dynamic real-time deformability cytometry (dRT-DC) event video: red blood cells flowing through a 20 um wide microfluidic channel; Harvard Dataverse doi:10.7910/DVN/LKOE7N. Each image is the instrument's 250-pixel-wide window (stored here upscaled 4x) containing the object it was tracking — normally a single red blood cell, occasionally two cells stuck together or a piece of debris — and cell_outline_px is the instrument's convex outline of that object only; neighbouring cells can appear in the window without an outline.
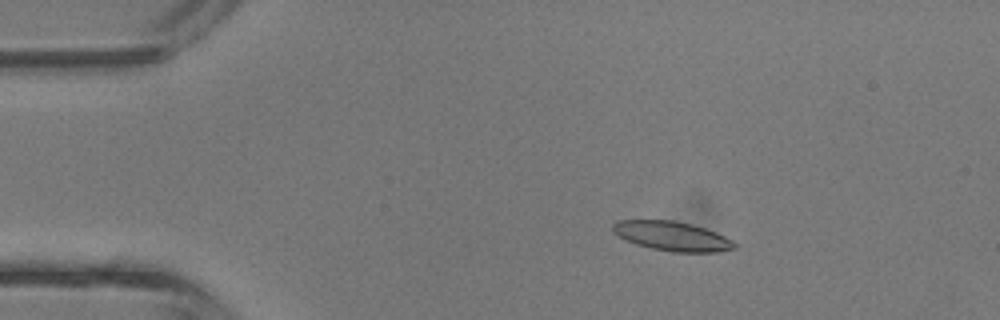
{"species": "common noctule bat (a hibernating species)", "species_latin": "Nyctalus noctula", "temperature_condition": "room temperature", "stored_images_in_passage": 39, "camera_frame_rate_fps": 3000, "um_per_image_px": 0.085, "animal": {"sex": "male", "body_mass_g": 13.3}, "frame": {"image": 1, "passage_image": 4, "time_ms": 1.0, "image_size_px": [1000, 320], "cell_outline_px": [[736, 248], [716, 252], [672, 252], [652, 248], [636, 244], [612, 232], [612, 224], [616, 220], [672, 220], [692, 224], [716, 232], [732, 240], [736, 244]], "centroid_in_image_um": [57.12, 20.06], "position_along_channel_um": 27.9, "area_um2": 20.75}}
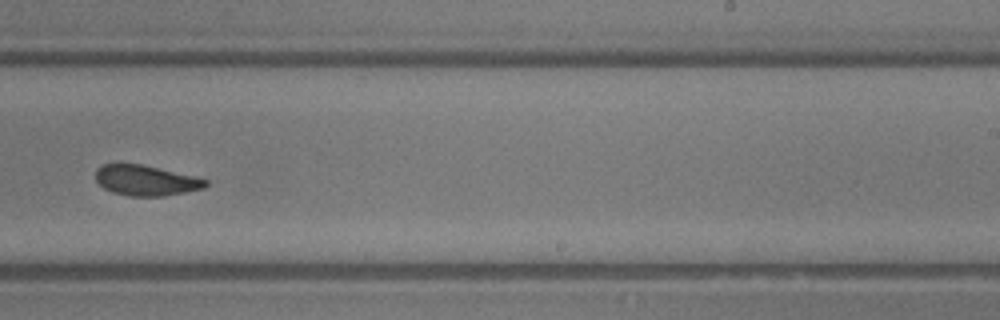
{"frame": {"image": 2, "passage_image": 23, "time_ms": 7.333, "image_size_px": [1000, 320], "cell_outline_px": [[208, 184], [204, 188], [164, 196], [128, 196], [112, 192], [104, 188], [96, 180], [96, 168], [100, 164], [140, 164], [192, 176], [208, 180]], "centroid_in_image_um": [12.36, 15.34], "position_along_channel_um": 276.6, "area_um2": 19.25}}
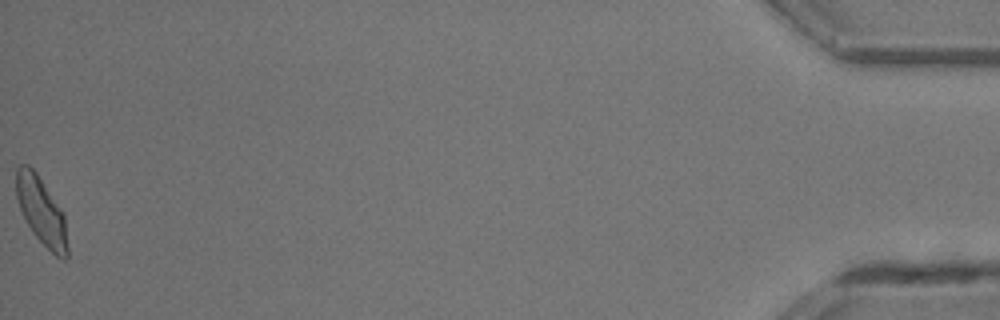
{"frame": {"image": 3, "passage_image": 39, "time_ms": 12.667, "image_size_px": [1000, 320], "cell_outline_px": [[68, 256], [64, 260], [56, 256], [32, 232], [20, 208], [16, 196], [16, 168], [20, 164], [28, 164], [36, 172], [64, 212], [68, 248]], "centroid_in_image_um": [3.53, 17.93], "position_along_channel_um": 431.7, "area_um2": 20.11}, "authors_computed_cell_mechanics": {"area_um2": 20.4034, "velocity_mm_per_s": 4.8896, "shape_relaxation_time_tau1_ms": 4.3841, "shape_relaxation_time_tau2_ms": 1.6476, "deformation_change_tau1": 0.1224, "deformation_change_tau2": 0.0849}}